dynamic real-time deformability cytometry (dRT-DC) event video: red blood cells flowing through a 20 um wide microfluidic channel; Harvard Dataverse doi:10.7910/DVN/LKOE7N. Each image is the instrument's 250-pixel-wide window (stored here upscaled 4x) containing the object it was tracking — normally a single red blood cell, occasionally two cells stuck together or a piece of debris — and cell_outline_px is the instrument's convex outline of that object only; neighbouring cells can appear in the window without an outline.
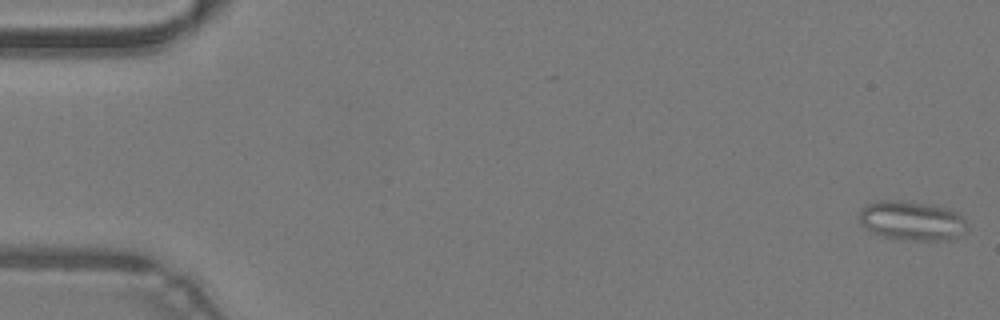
{"species": "common noctule bat (a hibernating species)", "species_latin": "Nyctalus noctula", "temperature_condition": "warm", "stored_images_in_passage": 48, "camera_frame_rate_fps": 3000, "um_per_image_px": 0.085, "animal": {"sex": "male", "body_mass_g": 19.2, "forearm_length_mm": 51.8}, "frame": {"image": 1, "passage_image": 1, "time_ms": 0.0, "image_size_px": [1000, 320], "cell_outline_px": [[968, 228], [956, 236], [944, 240], [916, 240], [884, 236], [872, 232], [860, 220], [860, 208], [868, 204], [880, 200], [900, 200], [932, 204], [956, 212], [968, 224]], "centroid_in_image_um": [77.51, 18.73], "position_along_channel_um": 7.5, "area_um2": 24.22}}
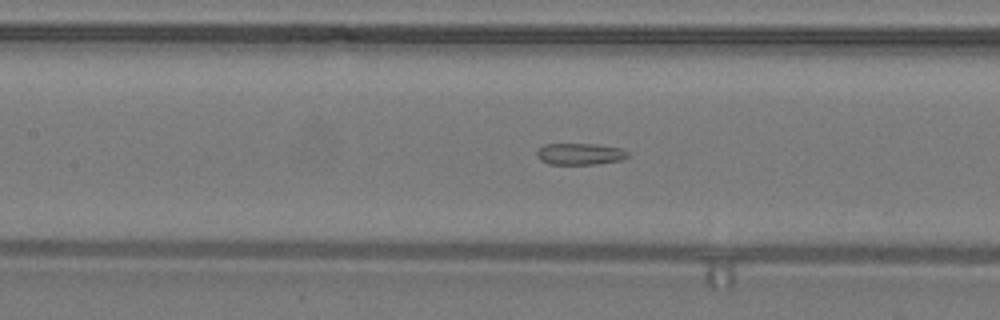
{"frame": {"image": 2, "passage_image": 22, "time_ms": 7.0, "image_size_px": [1000, 320], "cell_outline_px": [[628, 156], [620, 160], [596, 164], [548, 164], [540, 160], [536, 156], [536, 148], [544, 144], [596, 144], [620, 148], [628, 152]], "centroid_in_image_um": [49.23, 13.08], "position_along_channel_um": 158.2, "area_um2": 11.5}}
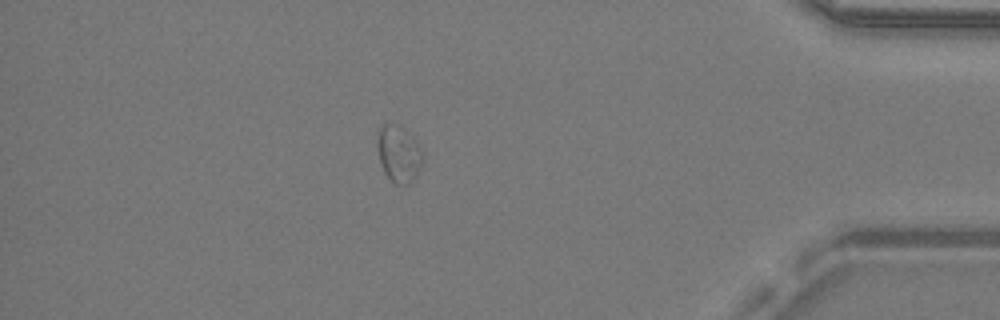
{"frame": {"image": 3, "passage_image": 42, "time_ms": 13.667, "image_size_px": [1000, 320], "cell_outline_px": [[424, 152], [420, 168], [412, 180], [408, 184], [396, 184], [384, 172], [380, 160], [380, 128], [384, 124], [400, 124], [416, 140]], "centroid_in_image_um": [33.96, 13.07], "position_along_channel_um": 401.2, "area_um2": 14.45}, "authors_computed_cell_mechanics": {"area_um2": 13.4674, "velocity_mm_per_s": 4.2833, "shape_relaxation_time_tau1_ms": null, "shape_relaxation_time_tau2_ms": 1.9728, "deformation_change_tau1": null, "deformation_change_tau2": 0.0907}}